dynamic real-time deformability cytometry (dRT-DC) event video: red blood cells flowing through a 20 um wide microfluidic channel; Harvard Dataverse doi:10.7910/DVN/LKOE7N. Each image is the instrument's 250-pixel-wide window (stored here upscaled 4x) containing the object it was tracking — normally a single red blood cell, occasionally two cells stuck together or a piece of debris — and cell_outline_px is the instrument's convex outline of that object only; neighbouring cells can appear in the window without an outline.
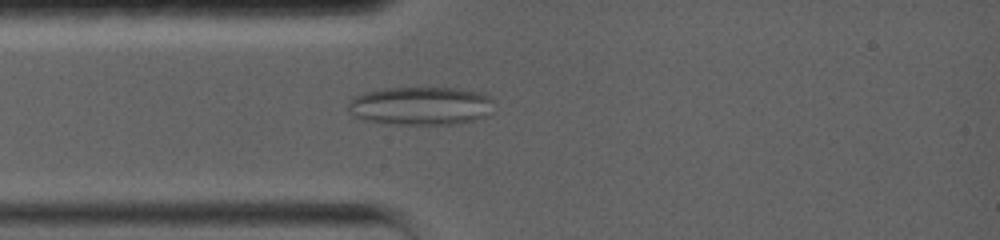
{"species": "common noctule bat (a hibernating species)", "species_latin": "Nyctalus noctula", "temperature_condition": "warm", "stored_images_in_passage": 61, "camera_frame_rate_fps": 5000, "um_per_image_px": 0.085, "animal": {"sex": "female", "body_mass_g": 19.0, "forearm_length_mm": 56.7}, "frame": {"image": 1, "passage_image": 17, "time_ms": 3.2, "image_size_px": [1000, 240], "cell_outline_px": [[492, 100], [484, 116], [476, 120], [456, 124], [384, 124], [364, 120], [352, 116], [348, 112], [348, 104], [356, 96], [364, 92], [384, 88], [460, 88], [484, 92]], "centroid_in_image_um": [35.7, 9.0], "position_along_channel_um": 49.3, "area_um2": 32.66}}
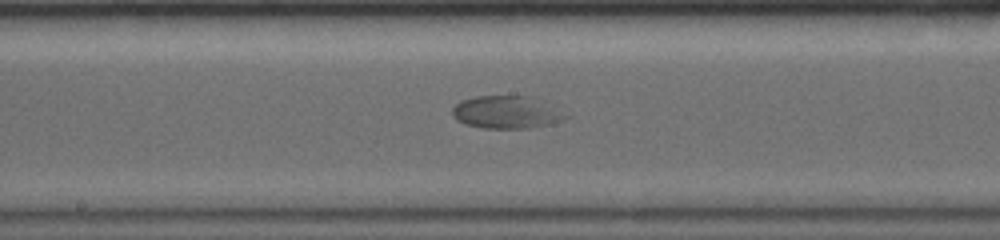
{"frame": {"image": 2, "passage_image": 39, "time_ms": 7.6, "image_size_px": [1000, 240], "cell_outline_px": [[556, 120], [544, 124], [524, 128], [484, 128], [468, 124], [456, 120], [452, 112], [452, 108], [460, 100], [476, 96], [536, 96], [556, 116]], "centroid_in_image_um": [42.75, 9.51], "position_along_channel_um": 205.5, "area_um2": 20.0}}
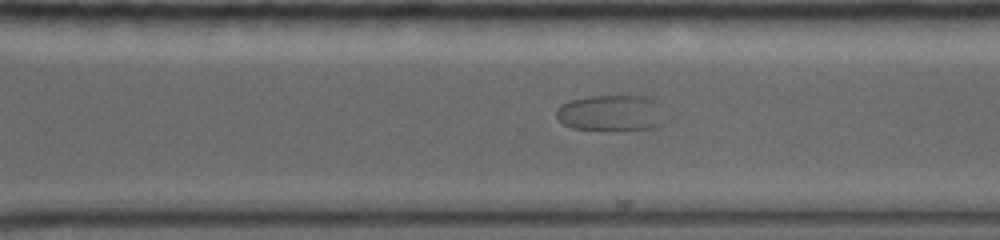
{"frame": {"image": 3, "passage_image": 55, "time_ms": 10.8, "image_size_px": [1000, 240], "cell_outline_px": [[656, 100], [644, 128], [576, 128], [564, 124], [556, 116], [556, 112], [568, 100], [588, 96], [628, 92], [652, 92]], "centroid_in_image_um": [51.71, 9.42], "position_along_channel_um": 318.9, "area_um2": 21.39}}